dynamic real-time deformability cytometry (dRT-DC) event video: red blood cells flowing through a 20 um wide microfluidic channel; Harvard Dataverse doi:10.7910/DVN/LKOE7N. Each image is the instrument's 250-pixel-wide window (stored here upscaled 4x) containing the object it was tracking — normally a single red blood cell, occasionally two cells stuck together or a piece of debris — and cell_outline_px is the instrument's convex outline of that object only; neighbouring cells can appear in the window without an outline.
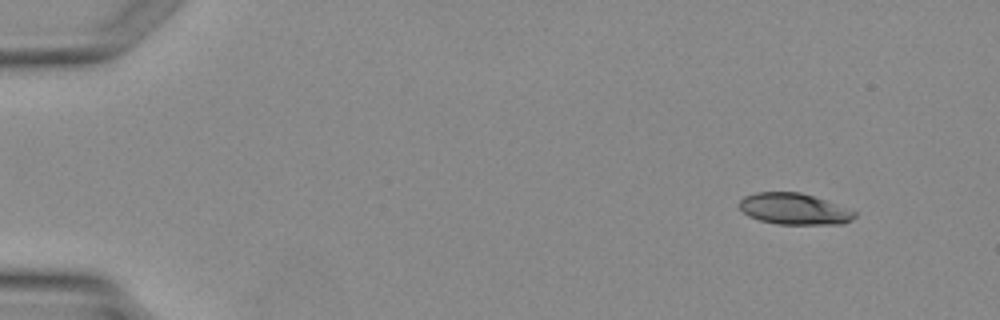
{"species": "Egyptian fruit bat (a non-hibernating species)", "species_latin": "Rousettus aegyptiacus", "temperature_condition": "warm", "stored_images_in_passage": 3, "camera_frame_rate_fps": 3000, "um_per_image_px": 0.085, "animal": {"sex": "female"}, "frame": {"image": 1, "passage_image": 1, "time_ms": 0.0, "image_size_px": [1000, 320], "cell_outline_px": [[856, 216], [852, 220], [840, 224], [780, 224], [760, 220], [748, 216], [740, 208], [740, 200], [744, 196], [756, 192], [800, 192], [824, 200], [856, 212]], "centroid_in_image_um": [67.48, 17.76], "position_along_channel_um": 17.5, "area_um2": 20.69}}